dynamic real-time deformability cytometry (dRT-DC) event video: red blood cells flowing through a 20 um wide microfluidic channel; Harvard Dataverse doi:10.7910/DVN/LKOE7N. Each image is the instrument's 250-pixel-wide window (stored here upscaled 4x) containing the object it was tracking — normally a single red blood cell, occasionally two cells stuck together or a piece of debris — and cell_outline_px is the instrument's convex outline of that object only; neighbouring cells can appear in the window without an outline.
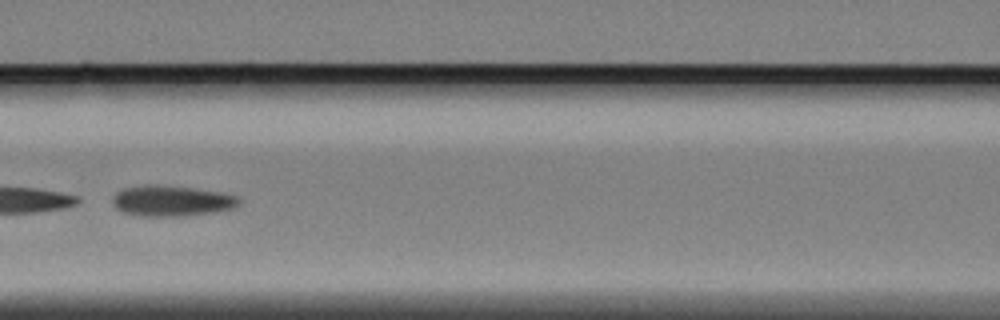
{"species": "Egyptian fruit bat (a non-hibernating species)", "species_latin": "Rousettus aegyptiacus", "temperature_condition": "cold", "stored_images_in_passage": 18, "camera_frame_rate_fps": 3000, "um_per_image_px": 0.085, "animal": {"sex": "female"}, "frame": {"image": 1, "passage_image": 16, "time_ms": 5.0, "image_size_px": [1000, 320], "cell_outline_px": [[240, 204], [232, 208], [216, 212], [180, 216], [140, 216], [124, 212], [116, 208], [112, 204], [112, 196], [120, 188], [144, 184], [156, 184], [196, 188], [220, 192], [236, 196], [240, 200]], "centroid_in_image_um": [14.54, 17.05], "position_along_channel_um": 152.1, "area_um2": 22.95}}